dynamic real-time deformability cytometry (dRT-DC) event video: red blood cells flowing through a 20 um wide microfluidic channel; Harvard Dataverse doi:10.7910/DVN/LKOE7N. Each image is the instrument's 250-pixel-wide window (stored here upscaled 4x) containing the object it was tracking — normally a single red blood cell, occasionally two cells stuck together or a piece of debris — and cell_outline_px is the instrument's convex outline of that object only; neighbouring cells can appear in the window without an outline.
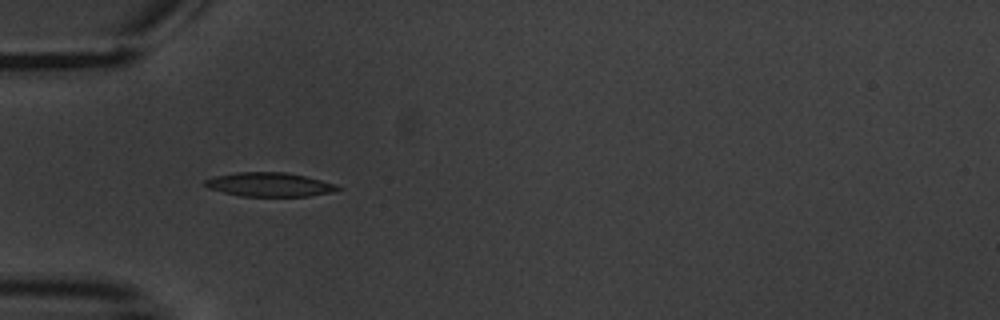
{"species": "common noctule bat (a hibernating species)", "species_latin": "Nyctalus noctula", "temperature_condition": "warm", "stored_images_in_passage": 12, "camera_frame_rate_fps": 3000, "um_per_image_px": 0.085, "animal": {"sex": "male", "body_mass_g": 20.1, "forearm_length_mm": 53.5}, "frame": {"image": 1, "passage_image": 3, "time_ms": 4.333, "image_size_px": [1000, 320], "cell_outline_px": [[344, 188], [332, 192], [308, 196], [240, 196], [208, 188], [204, 184], [204, 180], [216, 176], [236, 172], [284, 172], [304, 176], [320, 180]], "centroid_in_image_um": [22.88, 15.69], "position_along_channel_um": 62.1, "area_um2": 18.32}}
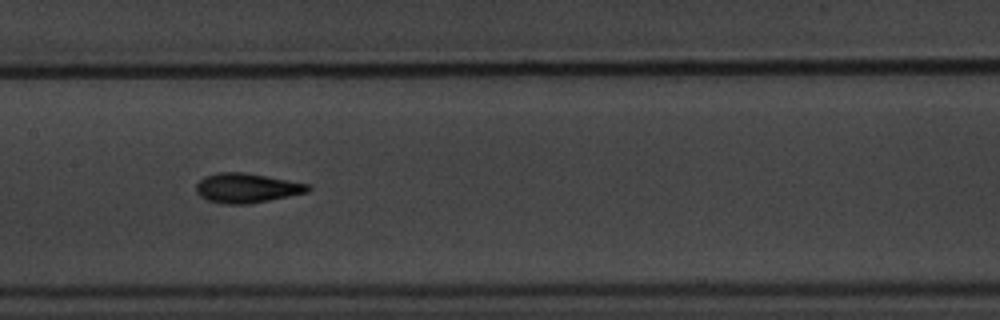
{"frame": {"image": 2, "passage_image": 6, "time_ms": 8.0, "image_size_px": [1000, 320], "cell_outline_px": [[312, 188], [308, 192], [248, 204], [224, 204], [208, 200], [200, 196], [196, 192], [196, 184], [204, 176], [216, 172], [244, 172], [312, 184]], "centroid_in_image_um": [20.98, 15.97], "position_along_channel_um": 186.4, "area_um2": 19.36}}
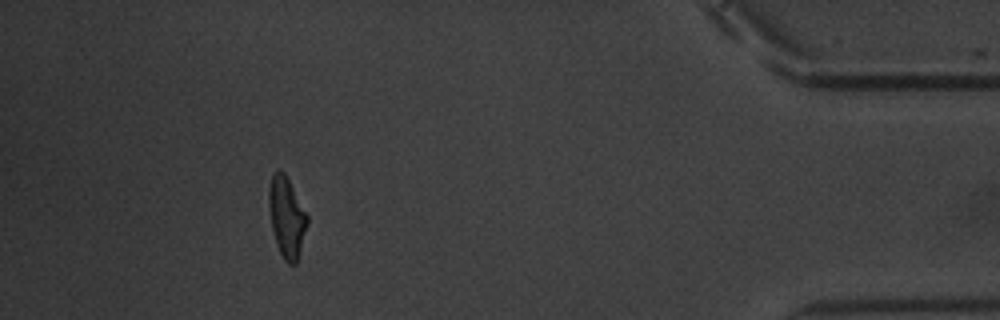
{"frame": {"image": 3, "passage_image": 12, "time_ms": 16.0, "image_size_px": [1000, 320], "cell_outline_px": [[308, 224], [296, 264], [288, 264], [284, 260], [276, 244], [272, 228], [268, 204], [268, 188], [272, 176], [280, 168], [284, 172], [308, 216]], "centroid_in_image_um": [24.36, 18.47], "position_along_channel_um": 410.8, "area_um2": 17.86}, "authors_computed_cell_mechanics": {"area_um2": 18.2648, "velocity_mm_per_s": 3.451, "shape_relaxation_time_tau1_ms": 2.2615, "shape_relaxation_time_tau2_ms": 1.2142, "deformation_change_tau1": 0.1322, "deformation_change_tau2": 0.0617}}